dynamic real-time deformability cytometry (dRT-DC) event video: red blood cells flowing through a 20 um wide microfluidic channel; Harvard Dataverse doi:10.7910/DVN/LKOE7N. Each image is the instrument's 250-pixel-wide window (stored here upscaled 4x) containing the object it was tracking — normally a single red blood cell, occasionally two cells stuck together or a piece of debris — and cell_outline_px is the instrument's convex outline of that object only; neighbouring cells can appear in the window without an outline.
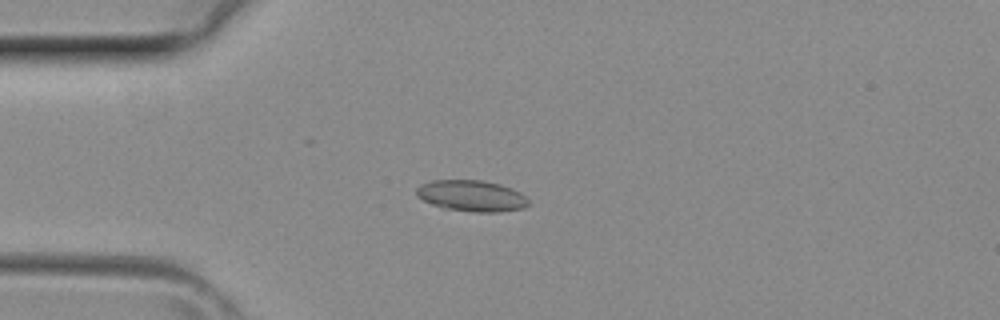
{"species": "common noctule bat (a hibernating species)", "species_latin": "Nyctalus noctula", "temperature_condition": "room temperature", "stored_images_in_passage": 3, "camera_frame_rate_fps": 3000, "um_per_image_px": 0.085, "animal": {"sex": "female", "body_mass_g": 29.2, "forearm_length_mm": 56.3}, "frame": {"image": 1, "passage_image": 3, "time_ms": 0.667, "image_size_px": [1000, 320], "cell_outline_px": [[528, 204], [524, 208], [496, 212], [476, 212], [444, 208], [432, 204], [416, 196], [416, 188], [420, 184], [432, 180], [480, 180], [500, 184], [512, 188], [520, 192], [528, 200]], "centroid_in_image_um": [40.06, 16.64], "position_along_channel_um": 44.9, "area_um2": 20.29}}